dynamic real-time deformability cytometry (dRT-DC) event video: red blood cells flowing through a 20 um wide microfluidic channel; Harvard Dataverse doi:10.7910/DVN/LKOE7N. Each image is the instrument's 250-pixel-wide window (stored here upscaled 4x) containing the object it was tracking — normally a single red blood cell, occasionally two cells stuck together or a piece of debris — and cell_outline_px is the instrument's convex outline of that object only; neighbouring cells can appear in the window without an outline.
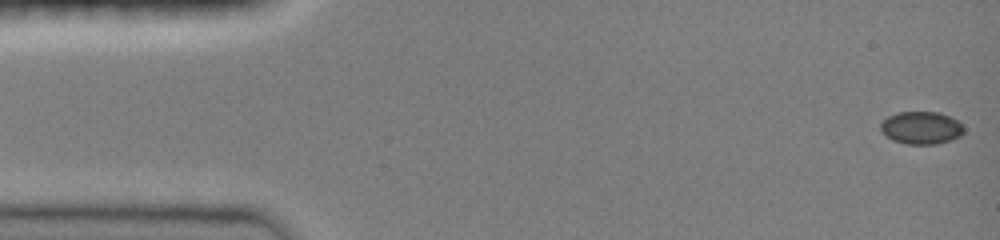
{"species": "common noctule bat (a hibernating species)", "species_latin": "Nyctalus noctula", "temperature_condition": "room temperature", "stored_images_in_passage": 32, "camera_frame_rate_fps": 3000, "um_per_image_px": 0.085, "animal": {"sex": "female", "body_mass_g": 19.0, "forearm_length_mm": 51.5}, "frame": {"image": 1, "passage_image": 1, "time_ms": 0.0, "image_size_px": [1000, 240], "cell_outline_px": [[964, 132], [960, 136], [952, 140], [936, 144], [904, 144], [892, 140], [880, 128], [880, 124], [888, 116], [896, 112], [936, 112], [948, 116], [956, 120], [964, 128]], "centroid_in_image_um": [78.31, 10.87], "position_along_channel_um": 6.7, "area_um2": 15.72}}
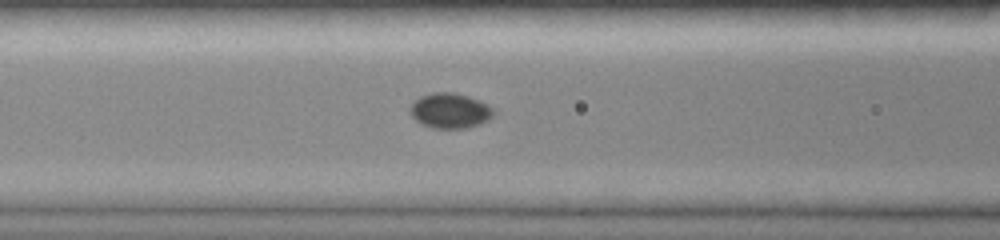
{"frame": {"image": 2, "passage_image": 19, "time_ms": 6.0, "image_size_px": [1000, 240], "cell_outline_px": [[496, 112], [488, 120], [480, 124], [468, 128], [432, 128], [416, 120], [408, 112], [408, 108], [420, 96], [432, 92], [452, 92], [468, 96], [488, 104]], "centroid_in_image_um": [38.25, 9.4], "position_along_channel_um": 128.3, "area_um2": 17.17}}
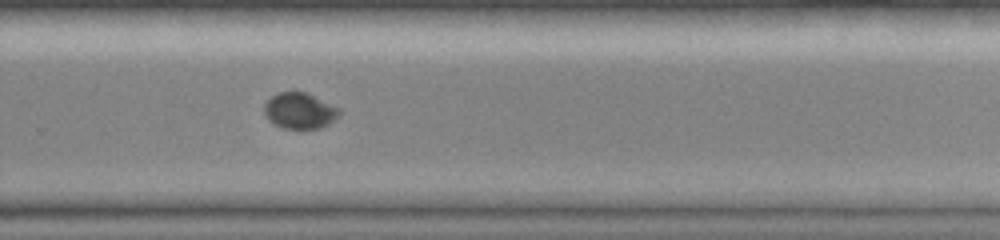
{"frame": {"image": 3, "passage_image": 32, "time_ms": 10.333, "image_size_px": [1000, 240], "cell_outline_px": [[340, 116], [328, 124], [320, 128], [284, 128], [268, 120], [264, 112], [264, 104], [272, 96], [280, 92], [308, 92], [340, 108]], "centroid_in_image_um": [25.5, 9.4], "position_along_channel_um": 304.3, "area_um2": 15.72}}